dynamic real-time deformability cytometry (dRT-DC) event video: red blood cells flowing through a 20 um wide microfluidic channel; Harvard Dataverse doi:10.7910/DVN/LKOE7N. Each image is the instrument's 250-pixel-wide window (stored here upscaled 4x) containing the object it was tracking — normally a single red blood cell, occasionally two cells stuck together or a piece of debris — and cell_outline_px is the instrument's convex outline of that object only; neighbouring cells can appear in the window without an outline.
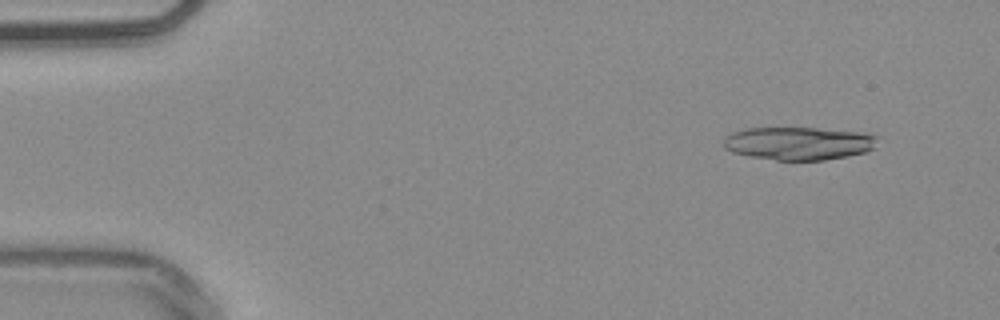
{"species": "common noctule bat (a hibernating species)", "species_latin": "Nyctalus noctula", "temperature_condition": "warm", "stored_images_in_passage": 50, "segment_of_instrument_passage": [1, 2], "camera_frame_rate_fps": 3000, "um_per_image_px": 0.085, "animal": {"sex": "male", "body_mass_g": 20.4}, "frame": {"image": 1, "passage_image": 1, "time_ms": 0.0, "image_size_px": [1000, 320], "cell_outline_px": [[880, 136], [876, 148], [864, 152], [848, 156], [824, 160], [776, 160], [748, 156], [732, 152], [724, 148], [724, 140], [732, 132], [744, 128], [816, 128], [876, 132]], "centroid_in_image_um": [68.0, 12.17], "position_along_channel_um": 17.0, "area_um2": 30.29}}